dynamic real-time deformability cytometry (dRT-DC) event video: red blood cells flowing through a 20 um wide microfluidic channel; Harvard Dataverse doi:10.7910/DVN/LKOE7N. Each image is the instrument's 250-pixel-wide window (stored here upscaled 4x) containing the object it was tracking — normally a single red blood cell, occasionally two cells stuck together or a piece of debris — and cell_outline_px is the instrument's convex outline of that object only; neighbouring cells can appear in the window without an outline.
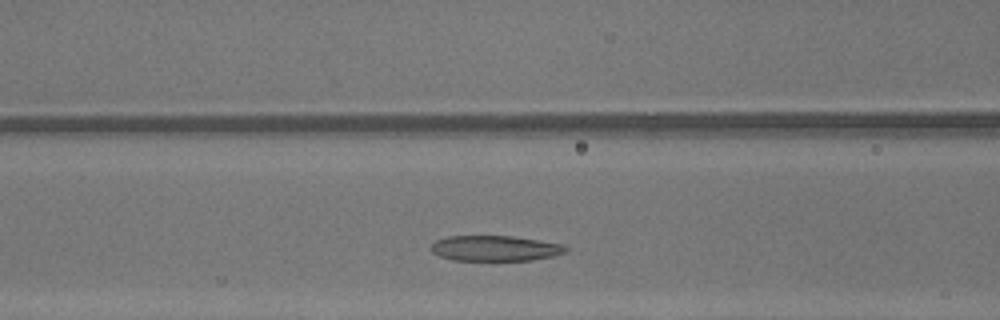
{"species": "common noctule bat (a hibernating species)", "species_latin": "Nyctalus noctula", "temperature_condition": "warm", "stored_images_in_passage": 28, "camera_frame_rate_fps": 3000, "um_per_image_px": 0.085, "animal": {"sex": "male", "body_mass_g": 13.3}, "frame": {"image": 1, "passage_image": 9, "time_ms": 2.667, "image_size_px": [1000, 320], "cell_outline_px": [[568, 252], [552, 256], [532, 260], [452, 260], [440, 256], [432, 252], [432, 244], [436, 240], [448, 236], [512, 236], [560, 244], [568, 248]], "centroid_in_image_um": [42.07, 21.11], "position_along_channel_um": 124.5, "area_um2": 19.77}}
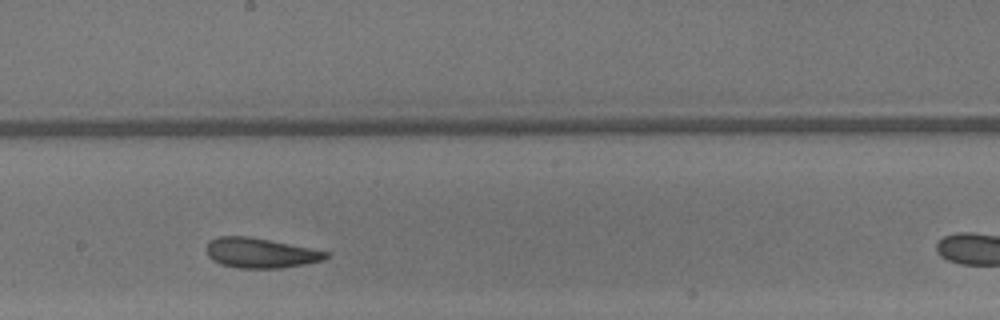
{"frame": {"image": 2, "passage_image": 16, "time_ms": 5.0, "image_size_px": [1000, 320], "cell_outline_px": [[328, 256], [324, 260], [308, 264], [280, 268], [240, 268], [220, 264], [212, 260], [208, 256], [208, 244], [212, 240], [220, 236], [248, 236], [328, 252]], "centroid_in_image_um": [22.14, 21.52], "position_along_channel_um": 226.1, "area_um2": 20.52}}
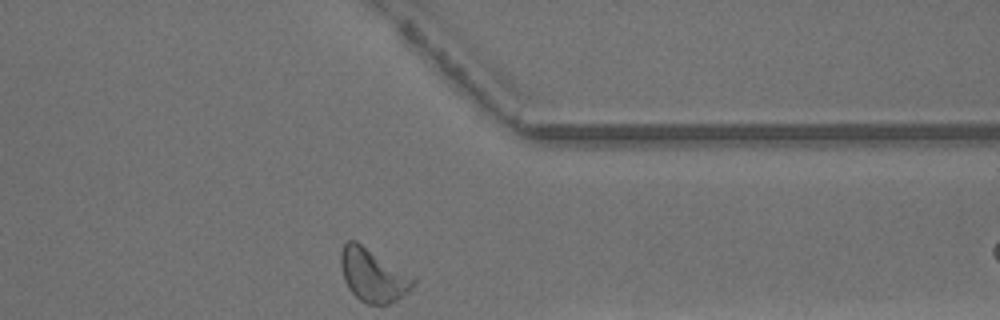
{"frame": {"image": 3, "passage_image": 27, "time_ms": 8.667, "image_size_px": [1000, 320], "cell_outline_px": [[416, 280], [412, 288], [408, 292], [396, 300], [388, 304], [368, 304], [360, 300], [348, 288], [344, 280], [340, 264], [340, 252], [344, 244], [348, 240], [356, 240], [416, 276]], "centroid_in_image_um": [31.73, 23.36], "position_along_channel_um": 379.7, "area_um2": 22.77}}